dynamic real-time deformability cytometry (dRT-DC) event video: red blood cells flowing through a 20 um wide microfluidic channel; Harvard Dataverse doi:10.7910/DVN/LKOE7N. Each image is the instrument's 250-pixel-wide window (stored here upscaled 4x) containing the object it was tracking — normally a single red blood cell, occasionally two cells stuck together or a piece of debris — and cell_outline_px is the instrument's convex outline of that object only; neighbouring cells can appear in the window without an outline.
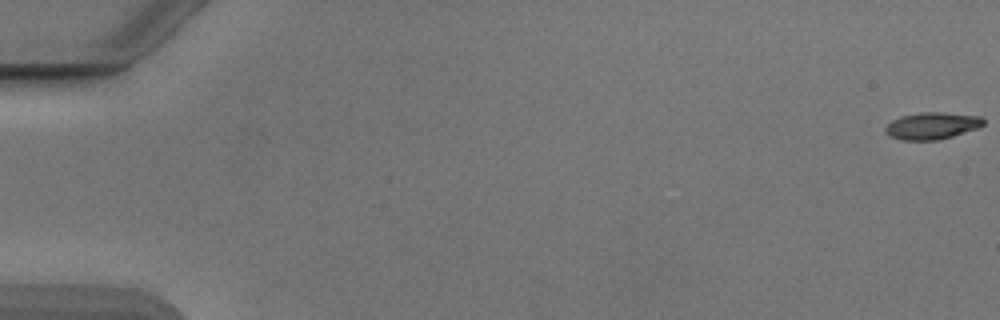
{"species": "Egyptian fruit bat (a non-hibernating species)", "species_latin": "Rousettus aegyptiacus", "temperature_condition": "cold", "stored_images_in_passage": 54, "camera_frame_rate_fps": 3000, "um_per_image_px": 0.085, "animal": {"sex": "male"}, "frame": {"image": 1, "passage_image": 1, "time_ms": 0.0, "image_size_px": [1000, 320], "cell_outline_px": [[984, 124], [980, 128], [952, 136], [936, 140], [900, 140], [892, 136], [884, 128], [892, 120], [900, 116], [920, 112], [944, 112], [980, 116], [984, 120]], "centroid_in_image_um": [79.25, 10.68], "position_along_channel_um": 5.7, "area_um2": 15.37}}
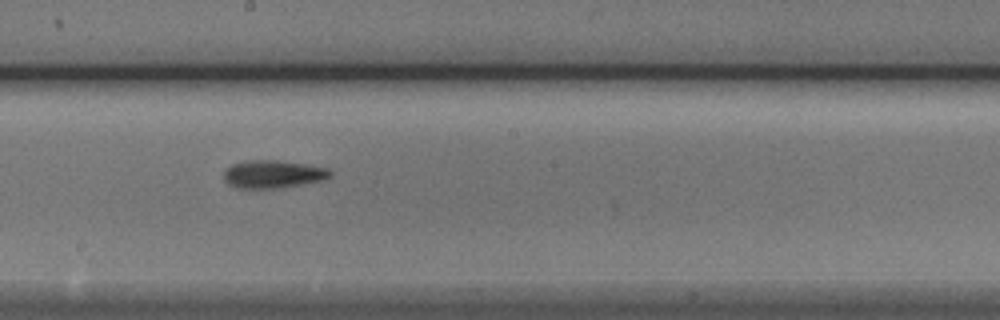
{"frame": {"image": 2, "passage_image": 31, "time_ms": 10.0, "image_size_px": [1000, 320], "cell_outline_px": [[332, 176], [320, 180], [300, 184], [276, 188], [236, 188], [228, 184], [224, 180], [224, 172], [232, 164], [248, 160], [276, 160], [304, 164], [328, 168], [332, 172]], "centroid_in_image_um": [23.18, 14.8], "position_along_channel_um": 225.0, "area_um2": 17.05}}
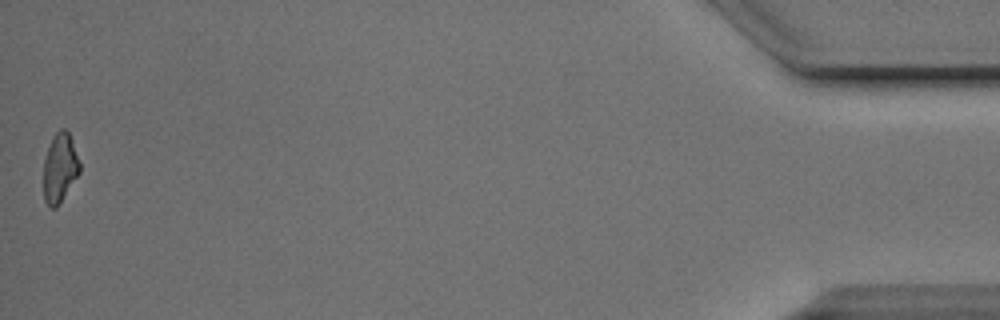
{"frame": {"image": 3, "passage_image": 54, "time_ms": 17.667, "image_size_px": [1000, 320], "cell_outline_px": [[80, 172], [60, 204], [56, 208], [52, 208], [44, 200], [44, 160], [48, 148], [56, 132], [60, 128], [64, 128], [68, 132], [72, 140], [80, 164]], "centroid_in_image_um": [5.1, 14.29], "position_along_channel_um": 430.1, "area_um2": 14.45}, "authors_computed_cell_mechanics": {"area_um2": 15.8083, "velocity_mm_per_s": 3.8916, "shape_relaxation_time_tau1_ms": 2.427, "shape_relaxation_time_tau2_ms": 6.5042, "deformation_change_tau1": 0.1368, "deformation_change_tau2": 0.176}}